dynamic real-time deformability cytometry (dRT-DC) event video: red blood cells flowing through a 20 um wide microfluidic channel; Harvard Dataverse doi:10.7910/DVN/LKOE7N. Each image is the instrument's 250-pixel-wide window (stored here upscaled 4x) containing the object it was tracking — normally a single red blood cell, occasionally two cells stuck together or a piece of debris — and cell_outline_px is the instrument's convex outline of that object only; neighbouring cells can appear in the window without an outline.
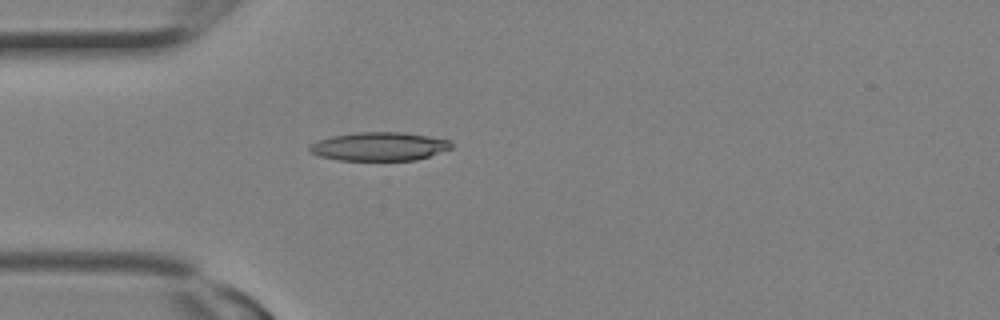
{"species": "Egyptian fruit bat (a non-hibernating species)", "species_latin": "Rousettus aegyptiacus", "temperature_condition": "room temperature", "stored_images_in_passage": 2, "camera_frame_rate_fps": 3000, "um_per_image_px": 0.085, "animal": {"sex": "female"}, "frame": {"image": 1, "passage_image": 2, "time_ms": 0.333, "image_size_px": [1000, 320], "cell_outline_px": [[452, 148], [416, 160], [336, 160], [320, 156], [308, 152], [308, 148], [312, 144], [320, 140], [332, 136], [360, 132], [400, 132], [428, 136], [452, 140]], "centroid_in_image_um": [32.24, 12.45], "position_along_channel_um": 52.8, "area_um2": 23.47}}